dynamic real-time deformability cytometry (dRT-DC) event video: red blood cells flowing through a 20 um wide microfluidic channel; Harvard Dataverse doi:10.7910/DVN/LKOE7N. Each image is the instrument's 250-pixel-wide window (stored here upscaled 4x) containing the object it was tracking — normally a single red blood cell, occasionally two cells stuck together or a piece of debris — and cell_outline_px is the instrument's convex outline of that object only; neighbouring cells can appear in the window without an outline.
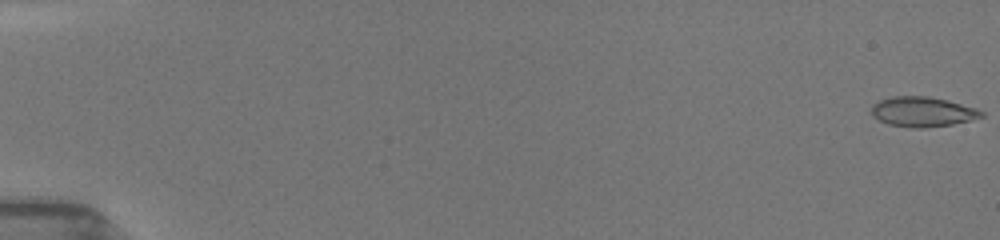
{"species": "common noctule bat (a hibernating species)", "species_latin": "Nyctalus noctula", "temperature_condition": "room temperature", "stored_images_in_passage": 55, "camera_frame_rate_fps": 3000, "um_per_image_px": 0.085, "animal": {"sex": "female", "body_mass_g": 19.5, "forearm_length_mm": 54.1}, "frame": {"image": 1, "passage_image": 1, "time_ms": 0.0, "image_size_px": [1000, 240], "cell_outline_px": [[984, 116], [952, 124], [924, 128], [916, 128], [888, 124], [872, 116], [872, 104], [880, 100], [892, 96], [928, 96], [948, 100], [976, 108], [984, 112]], "centroid_in_image_um": [78.41, 9.49], "position_along_channel_um": 6.6, "area_um2": 19.07}}
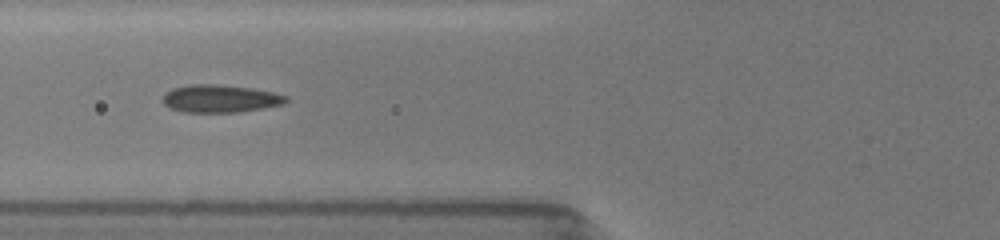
{"frame": {"image": 2, "passage_image": 25, "time_ms": 7.0, "image_size_px": [1000, 240], "cell_outline_px": [[288, 100], [284, 104], [264, 108], [240, 112], [184, 112], [168, 108], [160, 100], [164, 92], [172, 88], [188, 84], [216, 84], [252, 88], [272, 92], [288, 96]], "centroid_in_image_um": [18.67, 8.38], "position_along_channel_um": 107.1, "area_um2": 20.23}}
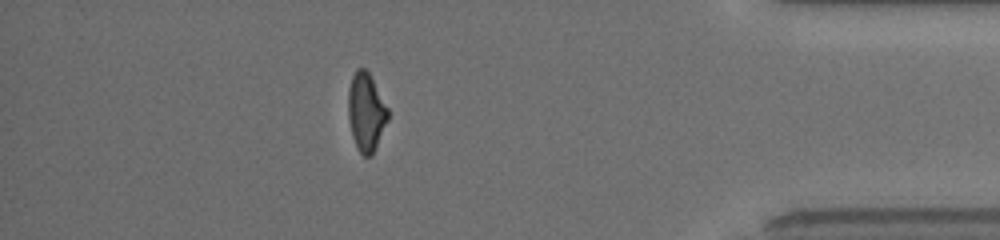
{"frame": {"image": 3, "passage_image": 48, "time_ms": 15.333, "image_size_px": [1000, 240], "cell_outline_px": [[388, 120], [372, 156], [364, 156], [360, 152], [352, 136], [348, 116], [348, 88], [352, 76], [356, 68], [364, 68], [368, 72], [388, 108]], "centroid_in_image_um": [31.11, 9.52], "position_along_channel_um": 404.1, "area_um2": 17.98}, "authors_computed_cell_mechanics": {"area_um2": 19.074, "velocity_mm_per_s": 3.9737, "shape_relaxation_time_tau1_ms": null, "shape_relaxation_time_tau2_ms": 1.8651, "deformation_change_tau1": null, "deformation_change_tau2": 0.0805}}